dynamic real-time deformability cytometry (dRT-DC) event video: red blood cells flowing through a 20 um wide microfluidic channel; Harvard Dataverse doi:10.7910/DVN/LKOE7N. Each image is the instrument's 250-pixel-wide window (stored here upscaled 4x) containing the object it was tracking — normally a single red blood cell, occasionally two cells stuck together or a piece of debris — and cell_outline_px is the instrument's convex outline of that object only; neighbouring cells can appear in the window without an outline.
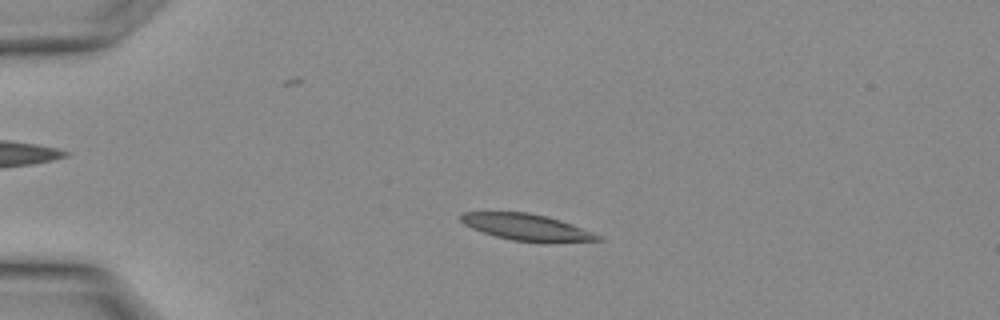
{"species": "Egyptian fruit bat (a non-hibernating species)", "species_latin": "Rousettus aegyptiacus", "temperature_condition": "warm", "stored_images_in_passage": 19, "camera_frame_rate_fps": 3000, "um_per_image_px": 0.085, "animal": {"sex": "female"}, "frame": {"image": 1, "passage_image": 7, "time_ms": 2.0, "image_size_px": [1000, 320], "cell_outline_px": [[604, 240], [512, 240], [496, 236], [472, 228], [464, 224], [460, 220], [460, 216], [464, 212], [528, 212], [548, 216], [560, 220], [592, 232], [600, 236]], "centroid_in_image_um": [44.67, 19.26], "position_along_channel_um": 40.3, "area_um2": 20.06}}
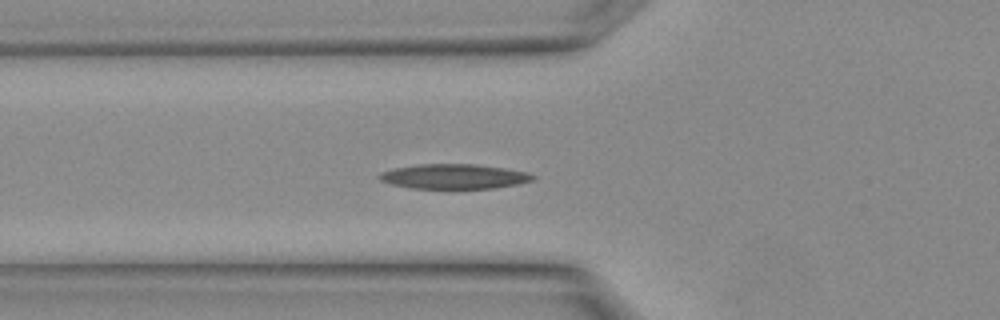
{"frame": {"image": 2, "passage_image": 11, "time_ms": 3.333, "image_size_px": [1000, 320], "cell_outline_px": [[536, 176], [532, 180], [516, 184], [496, 188], [412, 188], [392, 184], [380, 180], [376, 176], [380, 172], [392, 168], [420, 164], [476, 164], [504, 168], [524, 172]], "centroid_in_image_um": [38.53, 14.99], "position_along_channel_um": 87.3, "area_um2": 22.02}}
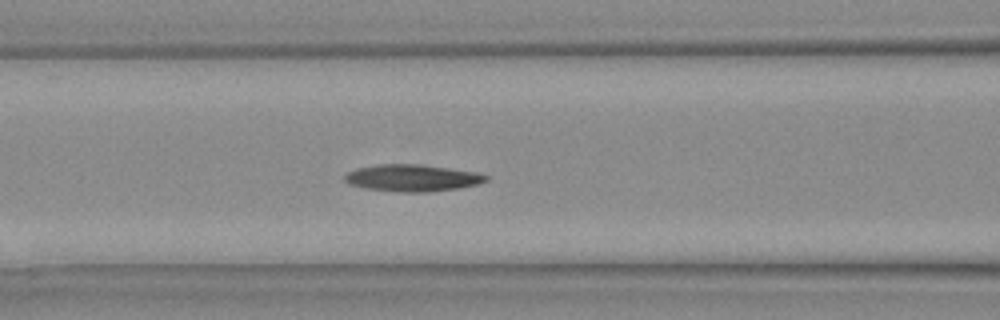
{"frame": {"image": 3, "passage_image": 13, "time_ms": 4.0, "image_size_px": [1000, 320], "cell_outline_px": [[488, 180], [476, 184], [460, 188], [428, 192], [404, 192], [368, 188], [352, 184], [344, 180], [344, 176], [348, 172], [356, 168], [380, 164], [420, 164], [476, 172], [488, 176]], "centroid_in_image_um": [35.06, 15.12], "position_along_channel_um": 131.5, "area_um2": 21.85}}